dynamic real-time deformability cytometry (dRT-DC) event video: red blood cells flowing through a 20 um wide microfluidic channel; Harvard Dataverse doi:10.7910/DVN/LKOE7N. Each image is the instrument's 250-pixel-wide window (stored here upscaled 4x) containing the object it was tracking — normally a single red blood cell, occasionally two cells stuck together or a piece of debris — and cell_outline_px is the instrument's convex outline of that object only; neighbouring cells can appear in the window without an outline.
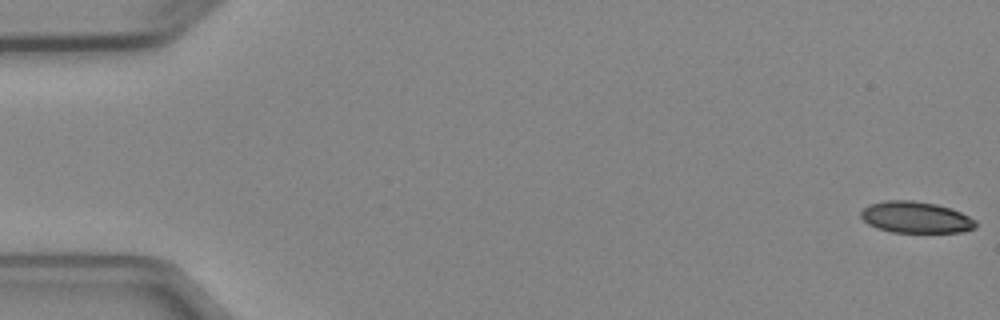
{"species": "Egyptian fruit bat (a non-hibernating species)", "species_latin": "Rousettus aegyptiacus", "temperature_condition": "cold", "stored_images_in_passage": 5, "camera_frame_rate_fps": 3000, "um_per_image_px": 0.085, "animal": {"sex": "female"}, "frame": {"image": 1, "passage_image": 1, "time_ms": 0.0, "image_size_px": [1000, 320], "cell_outline_px": [[976, 228], [964, 232], [892, 232], [876, 228], [868, 224], [860, 216], [860, 212], [868, 204], [884, 200], [912, 200], [936, 204], [952, 208], [976, 220]], "centroid_in_image_um": [77.83, 18.47], "position_along_channel_um": 7.2, "area_um2": 21.21}}